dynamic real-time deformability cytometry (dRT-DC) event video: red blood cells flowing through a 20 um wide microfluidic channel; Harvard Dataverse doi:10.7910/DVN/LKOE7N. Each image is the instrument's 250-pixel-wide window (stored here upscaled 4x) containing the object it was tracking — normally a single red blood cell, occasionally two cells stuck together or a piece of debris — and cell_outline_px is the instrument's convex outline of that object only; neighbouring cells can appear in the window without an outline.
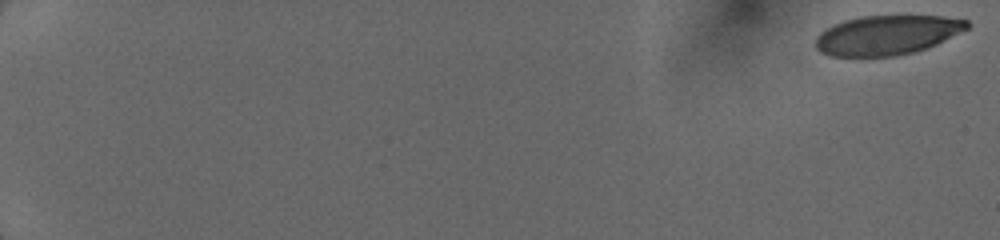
{"species": "human", "species_latin": "Homo sapiens", "temperature_condition": "cold", "stored_images_in_passage": 42, "camera_frame_rate_fps": 3000, "um_per_image_px": 0.085, "donor": {"sex": "female"}, "frame": {"image": 1, "passage_image": 1, "time_ms": 0.0, "image_size_px": [1000, 240], "cell_outline_px": [[968, 28], [928, 48], [916, 52], [896, 56], [832, 56], [820, 52], [816, 48], [816, 36], [820, 32], [844, 20], [860, 16], [944, 16], [968, 20]], "centroid_in_image_um": [75.39, 2.98], "position_along_channel_um": 9.6, "area_um2": 34.74}}
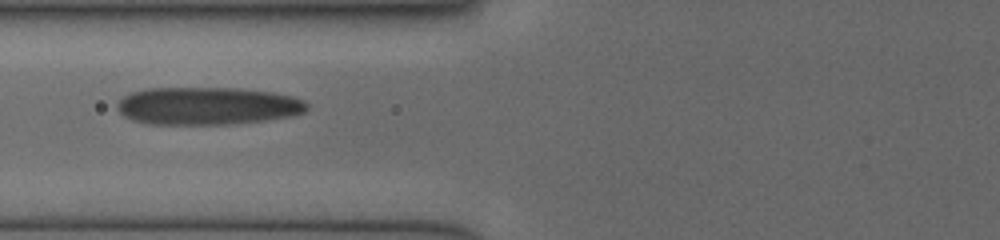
{"frame": {"image": 2, "passage_image": 34, "time_ms": 7.667, "image_size_px": [1000, 240], "cell_outline_px": [[308, 108], [304, 112], [292, 116], [264, 120], [228, 124], [148, 124], [132, 120], [124, 116], [116, 108], [116, 104], [128, 92], [148, 88], [240, 88], [272, 92], [292, 96], [304, 100], [308, 104]], "centroid_in_image_um": [17.61, 8.99], "position_along_channel_um": 108.2, "area_um2": 41.91}}
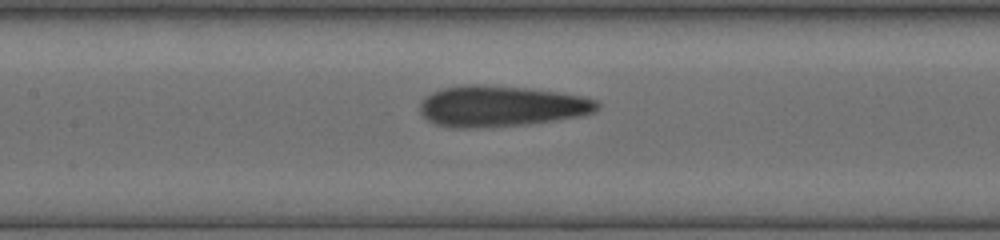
{"frame": {"image": 3, "passage_image": 41, "time_ms": 9.0, "image_size_px": [1000, 240], "cell_outline_px": [[600, 108], [596, 112], [580, 116], [556, 120], [524, 124], [468, 128], [452, 128], [436, 124], [428, 120], [420, 112], [420, 104], [424, 96], [440, 88], [460, 84], [484, 84], [524, 88], [556, 92], [584, 96], [596, 100], [600, 104]], "centroid_in_image_um": [42.57, 9.01], "position_along_channel_um": 164.8, "area_um2": 42.48}}